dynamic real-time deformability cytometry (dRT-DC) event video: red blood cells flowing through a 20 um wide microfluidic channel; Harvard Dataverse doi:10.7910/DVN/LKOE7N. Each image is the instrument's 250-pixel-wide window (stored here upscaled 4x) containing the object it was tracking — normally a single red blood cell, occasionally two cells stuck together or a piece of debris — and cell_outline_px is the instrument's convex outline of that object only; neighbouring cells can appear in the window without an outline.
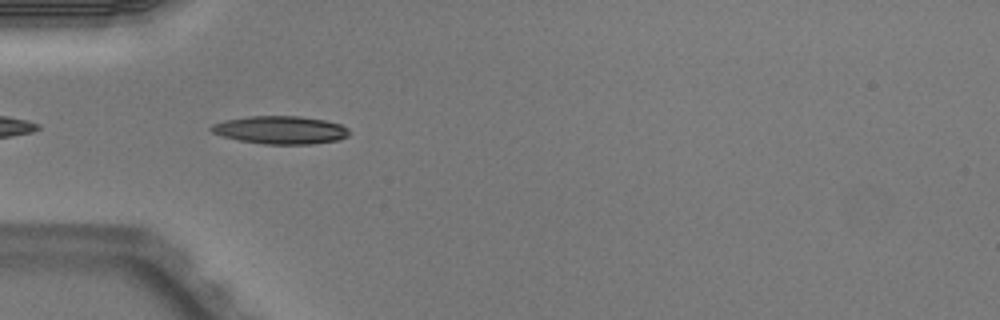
{"species": "Egyptian fruit bat (a non-hibernating species)", "species_latin": "Rousettus aegyptiacus", "temperature_condition": "warm", "stored_images_in_passage": 2, "camera_frame_rate_fps": 3000, "um_per_image_px": 0.085, "animal": {"sex": "male"}, "frame": {"image": 1, "passage_image": 1, "time_ms": 0.0, "image_size_px": [1000, 320], "cell_outline_px": [[352, 132], [348, 136], [340, 140], [312, 144], [264, 144], [240, 140], [224, 136], [212, 132], [208, 128], [212, 124], [224, 120], [248, 116], [300, 116], [324, 120], [340, 124], [348, 128]], "centroid_in_image_um": [23.87, 11.04], "position_along_channel_um": 61.1, "area_um2": 22.6}}